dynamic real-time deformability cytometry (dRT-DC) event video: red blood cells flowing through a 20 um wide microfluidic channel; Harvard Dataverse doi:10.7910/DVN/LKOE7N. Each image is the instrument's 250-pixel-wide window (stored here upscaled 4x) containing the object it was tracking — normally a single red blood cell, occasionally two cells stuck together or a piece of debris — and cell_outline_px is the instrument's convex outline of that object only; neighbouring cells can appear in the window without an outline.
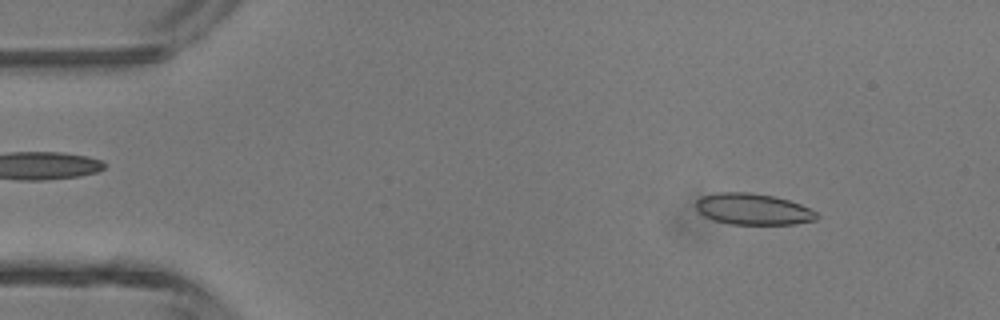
{"species": "common noctule bat (a hibernating species)", "species_latin": "Nyctalus noctula", "temperature_condition": "room temperature", "stored_images_in_passage": 46, "camera_frame_rate_fps": 3000, "um_per_image_px": 0.085, "animal": {"sex": "male", "body_mass_g": 13.3}, "frame": {"image": 1, "passage_image": 6, "time_ms": 1.667, "image_size_px": [1000, 320], "cell_outline_px": [[820, 216], [816, 220], [796, 224], [728, 224], [712, 220], [704, 216], [696, 208], [696, 200], [700, 196], [716, 192], [752, 192], [772, 196], [788, 200], [800, 204], [816, 212]], "centroid_in_image_um": [63.98, 17.78], "position_along_channel_um": 21.0, "area_um2": 22.2}}
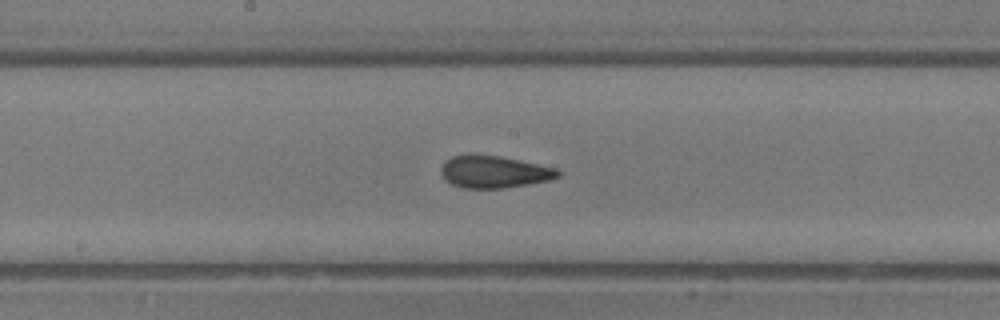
{"frame": {"image": 2, "passage_image": 24, "time_ms": 7.667, "image_size_px": [1000, 320], "cell_outline_px": [[560, 176], [548, 180], [528, 184], [504, 188], [464, 188], [452, 184], [444, 180], [440, 172], [440, 168], [452, 156], [468, 152], [476, 152], [500, 156], [556, 168], [560, 172]], "centroid_in_image_um": [41.94, 14.58], "position_along_channel_um": 206.3, "area_um2": 22.25}}
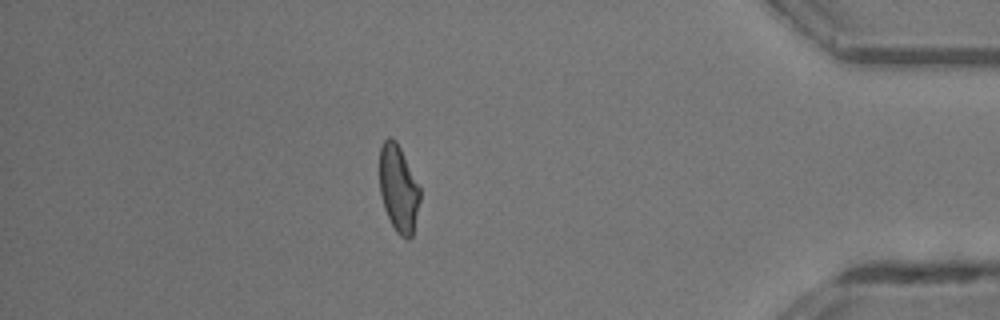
{"frame": {"image": 3, "passage_image": 40, "time_ms": 13.0, "image_size_px": [1000, 320], "cell_outline_px": [[420, 200], [412, 236], [408, 240], [400, 236], [396, 232], [384, 208], [380, 192], [380, 148], [384, 140], [388, 136], [396, 140], [420, 188]], "centroid_in_image_um": [33.87, 16.04], "position_along_channel_um": 401.3, "area_um2": 20.29}, "authors_computed_cell_mechanics": {"area_um2": 21.9062, "velocity_mm_per_s": 4.4714, "shape_relaxation_time_tau1_ms": 4.574, "shape_relaxation_time_tau2_ms": 1.3492, "deformation_change_tau1": 0.1383, "deformation_change_tau2": 0.0771}}